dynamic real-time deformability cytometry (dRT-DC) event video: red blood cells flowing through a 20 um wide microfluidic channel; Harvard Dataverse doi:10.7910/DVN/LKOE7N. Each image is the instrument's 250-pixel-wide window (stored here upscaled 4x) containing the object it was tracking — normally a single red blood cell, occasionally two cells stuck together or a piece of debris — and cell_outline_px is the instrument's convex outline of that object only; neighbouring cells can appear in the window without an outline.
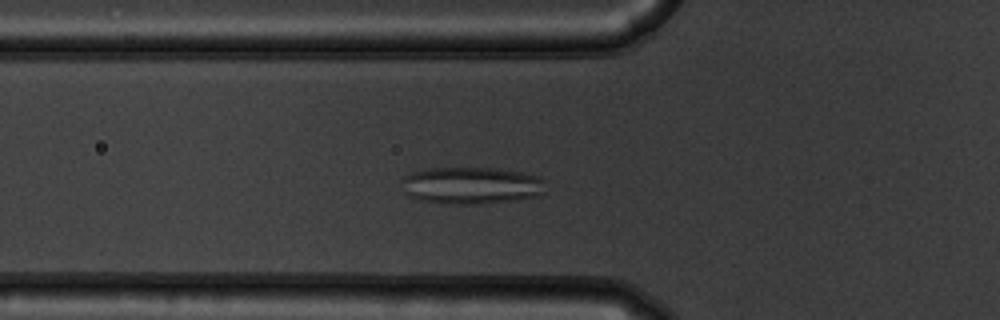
{"species": "common noctule bat (a hibernating species)", "species_latin": "Nyctalus noctula", "temperature_condition": "warm", "stored_images_in_passage": 51, "camera_frame_rate_fps": 3000, "um_per_image_px": 0.085, "animal": {"sex": "male", "body_mass_g": 19.5, "forearm_length_mm": 54.6}, "frame": {"image": 1, "passage_image": 16, "time_ms": 5.0, "image_size_px": [1000, 320], "cell_outline_px": [[544, 192], [540, 196], [516, 200], [480, 204], [440, 204], [420, 200], [408, 196], [404, 192], [400, 180], [404, 176], [412, 172], [428, 168], [496, 168], [520, 172], [540, 176], [544, 180]], "centroid_in_image_um": [40.05, 15.77], "position_along_channel_um": 85.8, "area_um2": 31.62}}
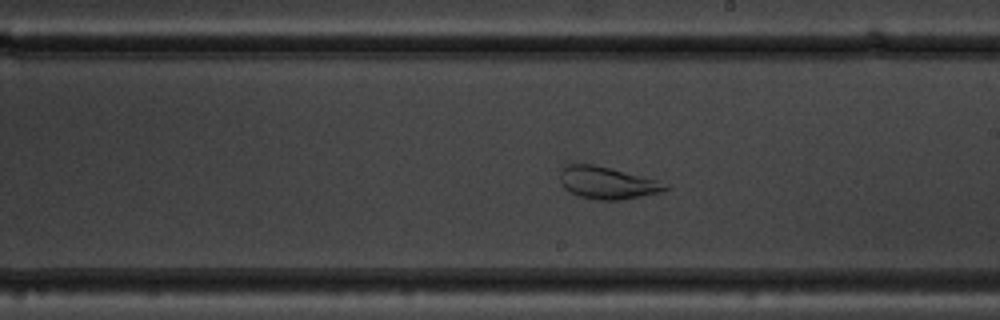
{"frame": {"image": 2, "passage_image": 28, "time_ms": 9.0, "image_size_px": [1000, 320], "cell_outline_px": [[668, 188], [664, 192], [620, 200], [600, 200], [580, 196], [564, 188], [560, 180], [560, 172], [564, 164], [592, 164], [656, 180], [668, 184]], "centroid_in_image_um": [51.61, 15.55], "position_along_channel_um": 237.4, "area_um2": 19.48}}
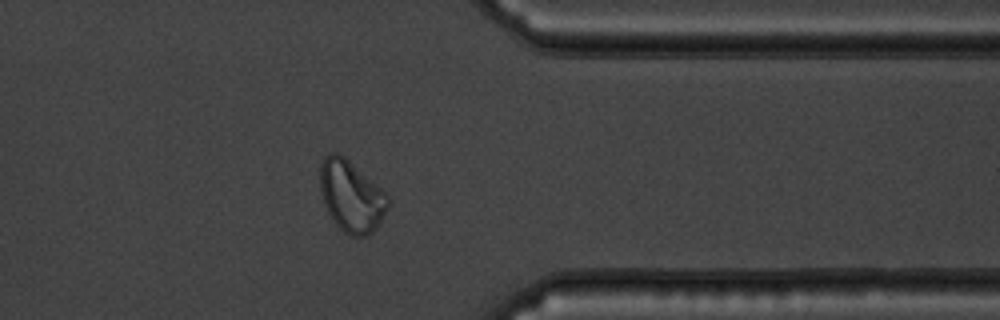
{"frame": {"image": 3, "passage_image": 40, "time_ms": 13.0, "image_size_px": [1000, 320], "cell_outline_px": [[388, 208], [376, 228], [368, 236], [348, 236], [332, 220], [324, 204], [320, 192], [320, 164], [324, 156], [328, 152], [340, 152], [380, 188], [388, 196]], "centroid_in_image_um": [29.82, 16.67], "position_along_channel_um": 381.6, "area_um2": 28.26}}